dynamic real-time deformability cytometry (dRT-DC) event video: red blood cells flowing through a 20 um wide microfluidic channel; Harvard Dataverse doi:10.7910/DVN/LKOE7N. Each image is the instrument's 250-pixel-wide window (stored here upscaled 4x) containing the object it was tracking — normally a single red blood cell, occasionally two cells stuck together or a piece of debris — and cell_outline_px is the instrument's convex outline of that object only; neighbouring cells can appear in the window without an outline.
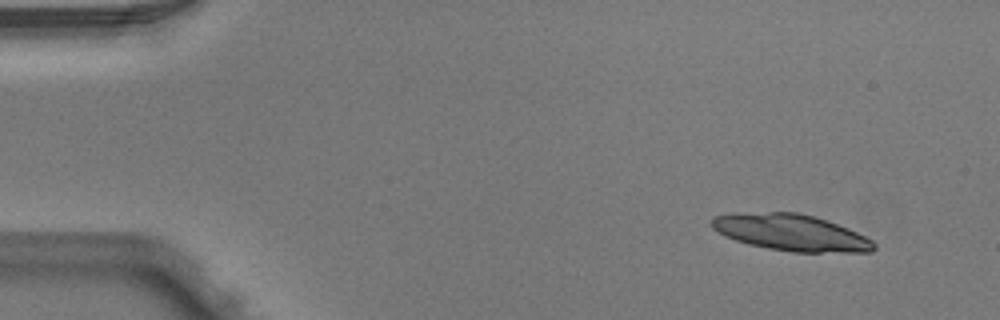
{"species": "Egyptian fruit bat (a non-hibernating species)", "species_latin": "Rousettus aegyptiacus", "temperature_condition": "warm", "stored_images_in_passage": 4, "camera_frame_rate_fps": 3000, "um_per_image_px": 0.085, "animal": {"sex": "male"}, "frame": {"image": 1, "passage_image": 1, "time_ms": 0.0, "image_size_px": [1000, 320], "cell_outline_px": [[876, 248], [872, 252], [792, 252], [768, 248], [748, 244], [724, 236], [712, 228], [712, 216], [768, 212], [796, 212], [828, 220], [848, 228], [872, 240], [876, 244]], "centroid_in_image_um": [67.28, 19.78], "position_along_channel_um": 17.7, "area_um2": 34.16}}